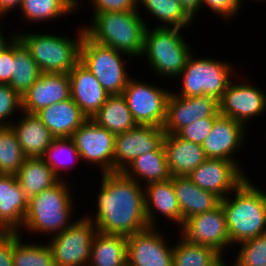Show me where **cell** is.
Segmentation results:
<instances>
[{"label": "cell", "instance_id": "cell-22", "mask_svg": "<svg viewBox=\"0 0 266 266\" xmlns=\"http://www.w3.org/2000/svg\"><path fill=\"white\" fill-rule=\"evenodd\" d=\"M144 191L146 219L149 227L157 228V213L170 220V223L172 221V224L175 222L182 227L183 219L174 192L173 176L166 181L147 184L144 186Z\"/></svg>", "mask_w": 266, "mask_h": 266}, {"label": "cell", "instance_id": "cell-26", "mask_svg": "<svg viewBox=\"0 0 266 266\" xmlns=\"http://www.w3.org/2000/svg\"><path fill=\"white\" fill-rule=\"evenodd\" d=\"M174 192L183 223L190 217L215 209L221 199L199 188L188 176H173Z\"/></svg>", "mask_w": 266, "mask_h": 266}, {"label": "cell", "instance_id": "cell-11", "mask_svg": "<svg viewBox=\"0 0 266 266\" xmlns=\"http://www.w3.org/2000/svg\"><path fill=\"white\" fill-rule=\"evenodd\" d=\"M81 161L98 165L101 174L114 173L115 135L88 118L72 135Z\"/></svg>", "mask_w": 266, "mask_h": 266}, {"label": "cell", "instance_id": "cell-12", "mask_svg": "<svg viewBox=\"0 0 266 266\" xmlns=\"http://www.w3.org/2000/svg\"><path fill=\"white\" fill-rule=\"evenodd\" d=\"M180 231L179 235L188 243L212 247L223 257L231 246L221 203L213 210L188 218Z\"/></svg>", "mask_w": 266, "mask_h": 266}, {"label": "cell", "instance_id": "cell-15", "mask_svg": "<svg viewBox=\"0 0 266 266\" xmlns=\"http://www.w3.org/2000/svg\"><path fill=\"white\" fill-rule=\"evenodd\" d=\"M158 228L148 227L127 237V266H173V245L168 246Z\"/></svg>", "mask_w": 266, "mask_h": 266}, {"label": "cell", "instance_id": "cell-45", "mask_svg": "<svg viewBox=\"0 0 266 266\" xmlns=\"http://www.w3.org/2000/svg\"><path fill=\"white\" fill-rule=\"evenodd\" d=\"M186 13L195 20L197 12L201 11L202 0H177ZM195 17V18H194Z\"/></svg>", "mask_w": 266, "mask_h": 266}, {"label": "cell", "instance_id": "cell-19", "mask_svg": "<svg viewBox=\"0 0 266 266\" xmlns=\"http://www.w3.org/2000/svg\"><path fill=\"white\" fill-rule=\"evenodd\" d=\"M71 97L70 79L64 73H42L22 97V110L35 114Z\"/></svg>", "mask_w": 266, "mask_h": 266}, {"label": "cell", "instance_id": "cell-6", "mask_svg": "<svg viewBox=\"0 0 266 266\" xmlns=\"http://www.w3.org/2000/svg\"><path fill=\"white\" fill-rule=\"evenodd\" d=\"M181 30L168 27H153L151 30L147 27L145 31L142 56L146 57L151 70L158 77L177 78L193 52Z\"/></svg>", "mask_w": 266, "mask_h": 266}, {"label": "cell", "instance_id": "cell-1", "mask_svg": "<svg viewBox=\"0 0 266 266\" xmlns=\"http://www.w3.org/2000/svg\"><path fill=\"white\" fill-rule=\"evenodd\" d=\"M101 177L96 214L84 215L98 232L128 237L147 229L144 187L122 172L104 173Z\"/></svg>", "mask_w": 266, "mask_h": 266}, {"label": "cell", "instance_id": "cell-25", "mask_svg": "<svg viewBox=\"0 0 266 266\" xmlns=\"http://www.w3.org/2000/svg\"><path fill=\"white\" fill-rule=\"evenodd\" d=\"M22 113L10 126L26 157H42L55 137L36 114Z\"/></svg>", "mask_w": 266, "mask_h": 266}, {"label": "cell", "instance_id": "cell-31", "mask_svg": "<svg viewBox=\"0 0 266 266\" xmlns=\"http://www.w3.org/2000/svg\"><path fill=\"white\" fill-rule=\"evenodd\" d=\"M42 75L37 63L31 57L30 51L16 37L13 41V68L10 87L21 97Z\"/></svg>", "mask_w": 266, "mask_h": 266}, {"label": "cell", "instance_id": "cell-16", "mask_svg": "<svg viewBox=\"0 0 266 266\" xmlns=\"http://www.w3.org/2000/svg\"><path fill=\"white\" fill-rule=\"evenodd\" d=\"M163 127L137 124L125 133L115 135L114 172H122L134 159L158 151L165 137Z\"/></svg>", "mask_w": 266, "mask_h": 266}, {"label": "cell", "instance_id": "cell-17", "mask_svg": "<svg viewBox=\"0 0 266 266\" xmlns=\"http://www.w3.org/2000/svg\"><path fill=\"white\" fill-rule=\"evenodd\" d=\"M219 115V103L211 96L184 97L171 92L163 129L166 134H177L198 119Z\"/></svg>", "mask_w": 266, "mask_h": 266}, {"label": "cell", "instance_id": "cell-37", "mask_svg": "<svg viewBox=\"0 0 266 266\" xmlns=\"http://www.w3.org/2000/svg\"><path fill=\"white\" fill-rule=\"evenodd\" d=\"M26 158L11 126H0V174L16 175Z\"/></svg>", "mask_w": 266, "mask_h": 266}, {"label": "cell", "instance_id": "cell-3", "mask_svg": "<svg viewBox=\"0 0 266 266\" xmlns=\"http://www.w3.org/2000/svg\"><path fill=\"white\" fill-rule=\"evenodd\" d=\"M139 12L93 13L85 34L93 41L112 47L130 57H139L144 50L148 24Z\"/></svg>", "mask_w": 266, "mask_h": 266}, {"label": "cell", "instance_id": "cell-46", "mask_svg": "<svg viewBox=\"0 0 266 266\" xmlns=\"http://www.w3.org/2000/svg\"><path fill=\"white\" fill-rule=\"evenodd\" d=\"M21 4L22 0H0V18L5 19L4 17L7 16L9 12L13 11L16 7L18 9Z\"/></svg>", "mask_w": 266, "mask_h": 266}, {"label": "cell", "instance_id": "cell-44", "mask_svg": "<svg viewBox=\"0 0 266 266\" xmlns=\"http://www.w3.org/2000/svg\"><path fill=\"white\" fill-rule=\"evenodd\" d=\"M13 68V42L0 54V84H7L11 80Z\"/></svg>", "mask_w": 266, "mask_h": 266}, {"label": "cell", "instance_id": "cell-50", "mask_svg": "<svg viewBox=\"0 0 266 266\" xmlns=\"http://www.w3.org/2000/svg\"><path fill=\"white\" fill-rule=\"evenodd\" d=\"M221 266H229V265H227L226 260H225V262Z\"/></svg>", "mask_w": 266, "mask_h": 266}, {"label": "cell", "instance_id": "cell-36", "mask_svg": "<svg viewBox=\"0 0 266 266\" xmlns=\"http://www.w3.org/2000/svg\"><path fill=\"white\" fill-rule=\"evenodd\" d=\"M41 158L60 180L64 178L61 175L65 169L69 170L71 164L73 166L74 163H77L74 161H81L80 154L71 137L55 138Z\"/></svg>", "mask_w": 266, "mask_h": 266}, {"label": "cell", "instance_id": "cell-32", "mask_svg": "<svg viewBox=\"0 0 266 266\" xmlns=\"http://www.w3.org/2000/svg\"><path fill=\"white\" fill-rule=\"evenodd\" d=\"M81 2L80 0H22L18 9L27 22L40 23L73 13L81 6L79 4Z\"/></svg>", "mask_w": 266, "mask_h": 266}, {"label": "cell", "instance_id": "cell-14", "mask_svg": "<svg viewBox=\"0 0 266 266\" xmlns=\"http://www.w3.org/2000/svg\"><path fill=\"white\" fill-rule=\"evenodd\" d=\"M239 164L225 159L207 158L188 177L199 188L209 191L221 200L247 178Z\"/></svg>", "mask_w": 266, "mask_h": 266}, {"label": "cell", "instance_id": "cell-4", "mask_svg": "<svg viewBox=\"0 0 266 266\" xmlns=\"http://www.w3.org/2000/svg\"><path fill=\"white\" fill-rule=\"evenodd\" d=\"M68 185V182L61 179L52 187L30 197L22 231L24 229L30 234L51 237L69 228L74 223L71 217L75 199Z\"/></svg>", "mask_w": 266, "mask_h": 266}, {"label": "cell", "instance_id": "cell-9", "mask_svg": "<svg viewBox=\"0 0 266 266\" xmlns=\"http://www.w3.org/2000/svg\"><path fill=\"white\" fill-rule=\"evenodd\" d=\"M97 227L87 217L76 218L66 230L53 235L48 245L56 266H88Z\"/></svg>", "mask_w": 266, "mask_h": 266}, {"label": "cell", "instance_id": "cell-42", "mask_svg": "<svg viewBox=\"0 0 266 266\" xmlns=\"http://www.w3.org/2000/svg\"><path fill=\"white\" fill-rule=\"evenodd\" d=\"M207 6L215 15L218 14L226 19L237 16L242 4L238 0H202L201 8ZM203 6V7H202Z\"/></svg>", "mask_w": 266, "mask_h": 266}, {"label": "cell", "instance_id": "cell-38", "mask_svg": "<svg viewBox=\"0 0 266 266\" xmlns=\"http://www.w3.org/2000/svg\"><path fill=\"white\" fill-rule=\"evenodd\" d=\"M234 265H266V233L239 243Z\"/></svg>", "mask_w": 266, "mask_h": 266}, {"label": "cell", "instance_id": "cell-41", "mask_svg": "<svg viewBox=\"0 0 266 266\" xmlns=\"http://www.w3.org/2000/svg\"><path fill=\"white\" fill-rule=\"evenodd\" d=\"M93 13L139 12L138 0H90Z\"/></svg>", "mask_w": 266, "mask_h": 266}, {"label": "cell", "instance_id": "cell-24", "mask_svg": "<svg viewBox=\"0 0 266 266\" xmlns=\"http://www.w3.org/2000/svg\"><path fill=\"white\" fill-rule=\"evenodd\" d=\"M55 138H69L88 119L70 97L35 113Z\"/></svg>", "mask_w": 266, "mask_h": 266}, {"label": "cell", "instance_id": "cell-21", "mask_svg": "<svg viewBox=\"0 0 266 266\" xmlns=\"http://www.w3.org/2000/svg\"><path fill=\"white\" fill-rule=\"evenodd\" d=\"M68 76L71 98L87 118H92L110 95L81 62L68 73Z\"/></svg>", "mask_w": 266, "mask_h": 266}, {"label": "cell", "instance_id": "cell-48", "mask_svg": "<svg viewBox=\"0 0 266 266\" xmlns=\"http://www.w3.org/2000/svg\"><path fill=\"white\" fill-rule=\"evenodd\" d=\"M241 4H242V0H238ZM253 1H256V0H253ZM261 2V1H264V0H257V2ZM251 2H252V0H251Z\"/></svg>", "mask_w": 266, "mask_h": 266}, {"label": "cell", "instance_id": "cell-29", "mask_svg": "<svg viewBox=\"0 0 266 266\" xmlns=\"http://www.w3.org/2000/svg\"><path fill=\"white\" fill-rule=\"evenodd\" d=\"M92 120L114 135L125 133L137 125L122 94L110 95Z\"/></svg>", "mask_w": 266, "mask_h": 266}, {"label": "cell", "instance_id": "cell-30", "mask_svg": "<svg viewBox=\"0 0 266 266\" xmlns=\"http://www.w3.org/2000/svg\"><path fill=\"white\" fill-rule=\"evenodd\" d=\"M16 177L28 199L52 187L60 180L41 157H27Z\"/></svg>", "mask_w": 266, "mask_h": 266}, {"label": "cell", "instance_id": "cell-18", "mask_svg": "<svg viewBox=\"0 0 266 266\" xmlns=\"http://www.w3.org/2000/svg\"><path fill=\"white\" fill-rule=\"evenodd\" d=\"M246 135L247 127L243 124L219 115L215 119L210 134L202 143V148L207 158L225 159L238 164L239 161L233 156L244 146Z\"/></svg>", "mask_w": 266, "mask_h": 266}, {"label": "cell", "instance_id": "cell-2", "mask_svg": "<svg viewBox=\"0 0 266 266\" xmlns=\"http://www.w3.org/2000/svg\"><path fill=\"white\" fill-rule=\"evenodd\" d=\"M230 197L228 195L220 203L225 214L231 247L235 243L265 234L266 192L252 184L247 177L232 191Z\"/></svg>", "mask_w": 266, "mask_h": 266}, {"label": "cell", "instance_id": "cell-27", "mask_svg": "<svg viewBox=\"0 0 266 266\" xmlns=\"http://www.w3.org/2000/svg\"><path fill=\"white\" fill-rule=\"evenodd\" d=\"M122 173L143 187L150 183L166 181L172 177L163 146L158 151H150L138 156Z\"/></svg>", "mask_w": 266, "mask_h": 266}, {"label": "cell", "instance_id": "cell-8", "mask_svg": "<svg viewBox=\"0 0 266 266\" xmlns=\"http://www.w3.org/2000/svg\"><path fill=\"white\" fill-rule=\"evenodd\" d=\"M127 54L99 44L84 35L80 47V62L96 77L109 95H120L131 76L126 71Z\"/></svg>", "mask_w": 266, "mask_h": 266}, {"label": "cell", "instance_id": "cell-43", "mask_svg": "<svg viewBox=\"0 0 266 266\" xmlns=\"http://www.w3.org/2000/svg\"><path fill=\"white\" fill-rule=\"evenodd\" d=\"M0 266H13V232H0Z\"/></svg>", "mask_w": 266, "mask_h": 266}, {"label": "cell", "instance_id": "cell-5", "mask_svg": "<svg viewBox=\"0 0 266 266\" xmlns=\"http://www.w3.org/2000/svg\"><path fill=\"white\" fill-rule=\"evenodd\" d=\"M77 38L34 32L17 33L18 39L30 51L42 73L68 74L80 62V47L85 28H79Z\"/></svg>", "mask_w": 266, "mask_h": 266}, {"label": "cell", "instance_id": "cell-47", "mask_svg": "<svg viewBox=\"0 0 266 266\" xmlns=\"http://www.w3.org/2000/svg\"><path fill=\"white\" fill-rule=\"evenodd\" d=\"M0 29V54L16 39L17 33H10V36L4 37L3 31ZM3 34V35H2Z\"/></svg>", "mask_w": 266, "mask_h": 266}, {"label": "cell", "instance_id": "cell-40", "mask_svg": "<svg viewBox=\"0 0 266 266\" xmlns=\"http://www.w3.org/2000/svg\"><path fill=\"white\" fill-rule=\"evenodd\" d=\"M218 116H211L196 120L194 123L183 127L177 135L187 141L202 145L204 140L210 134L215 119Z\"/></svg>", "mask_w": 266, "mask_h": 266}, {"label": "cell", "instance_id": "cell-33", "mask_svg": "<svg viewBox=\"0 0 266 266\" xmlns=\"http://www.w3.org/2000/svg\"><path fill=\"white\" fill-rule=\"evenodd\" d=\"M173 245V266H221L225 258L209 246L190 244L182 237Z\"/></svg>", "mask_w": 266, "mask_h": 266}, {"label": "cell", "instance_id": "cell-49", "mask_svg": "<svg viewBox=\"0 0 266 266\" xmlns=\"http://www.w3.org/2000/svg\"><path fill=\"white\" fill-rule=\"evenodd\" d=\"M232 266H247V265H232ZM259 266H266V265H259Z\"/></svg>", "mask_w": 266, "mask_h": 266}, {"label": "cell", "instance_id": "cell-20", "mask_svg": "<svg viewBox=\"0 0 266 266\" xmlns=\"http://www.w3.org/2000/svg\"><path fill=\"white\" fill-rule=\"evenodd\" d=\"M27 208L28 198L16 175L0 174V232L22 235Z\"/></svg>", "mask_w": 266, "mask_h": 266}, {"label": "cell", "instance_id": "cell-39", "mask_svg": "<svg viewBox=\"0 0 266 266\" xmlns=\"http://www.w3.org/2000/svg\"><path fill=\"white\" fill-rule=\"evenodd\" d=\"M17 110L22 115V97L10 85L0 84V126H10L13 123L11 116L19 114Z\"/></svg>", "mask_w": 266, "mask_h": 266}, {"label": "cell", "instance_id": "cell-13", "mask_svg": "<svg viewBox=\"0 0 266 266\" xmlns=\"http://www.w3.org/2000/svg\"><path fill=\"white\" fill-rule=\"evenodd\" d=\"M242 83L232 82L228 84L219 103V113L240 122L245 127L250 119L262 116L266 109V94L258 86L250 85L242 80Z\"/></svg>", "mask_w": 266, "mask_h": 266}, {"label": "cell", "instance_id": "cell-28", "mask_svg": "<svg viewBox=\"0 0 266 266\" xmlns=\"http://www.w3.org/2000/svg\"><path fill=\"white\" fill-rule=\"evenodd\" d=\"M88 266H127V237L97 233Z\"/></svg>", "mask_w": 266, "mask_h": 266}, {"label": "cell", "instance_id": "cell-35", "mask_svg": "<svg viewBox=\"0 0 266 266\" xmlns=\"http://www.w3.org/2000/svg\"><path fill=\"white\" fill-rule=\"evenodd\" d=\"M21 237L13 232V266H56L48 243H25Z\"/></svg>", "mask_w": 266, "mask_h": 266}, {"label": "cell", "instance_id": "cell-7", "mask_svg": "<svg viewBox=\"0 0 266 266\" xmlns=\"http://www.w3.org/2000/svg\"><path fill=\"white\" fill-rule=\"evenodd\" d=\"M222 61L205 57L196 58L192 52L186 61L185 67L177 77L182 80L181 91L179 93L175 90L172 93L184 97L206 95L219 101L228 84L233 78L235 79L237 74L230 62Z\"/></svg>", "mask_w": 266, "mask_h": 266}, {"label": "cell", "instance_id": "cell-23", "mask_svg": "<svg viewBox=\"0 0 266 266\" xmlns=\"http://www.w3.org/2000/svg\"><path fill=\"white\" fill-rule=\"evenodd\" d=\"M163 147L171 176H188L207 159L202 145L177 134H165Z\"/></svg>", "mask_w": 266, "mask_h": 266}, {"label": "cell", "instance_id": "cell-34", "mask_svg": "<svg viewBox=\"0 0 266 266\" xmlns=\"http://www.w3.org/2000/svg\"><path fill=\"white\" fill-rule=\"evenodd\" d=\"M160 25L156 27L187 28L194 20L186 13L177 0H138ZM141 4V5H140Z\"/></svg>", "mask_w": 266, "mask_h": 266}, {"label": "cell", "instance_id": "cell-10", "mask_svg": "<svg viewBox=\"0 0 266 266\" xmlns=\"http://www.w3.org/2000/svg\"><path fill=\"white\" fill-rule=\"evenodd\" d=\"M154 85L132 77L122 95L137 124L163 127L167 100L172 91Z\"/></svg>", "mask_w": 266, "mask_h": 266}]
</instances>
